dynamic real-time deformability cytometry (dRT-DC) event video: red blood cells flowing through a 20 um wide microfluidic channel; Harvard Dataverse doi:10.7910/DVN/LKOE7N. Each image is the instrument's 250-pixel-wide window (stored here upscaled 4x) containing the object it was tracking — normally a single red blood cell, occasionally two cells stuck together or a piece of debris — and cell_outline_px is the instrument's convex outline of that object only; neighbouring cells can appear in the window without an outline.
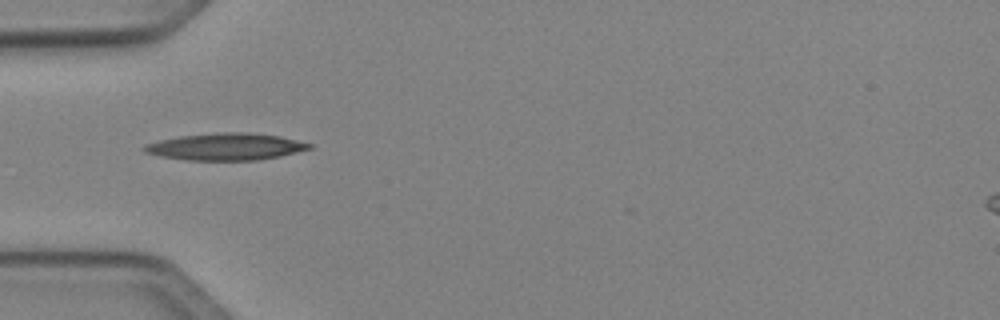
{"species": "Egyptian fruit bat (a non-hibernating species)", "species_latin": "Rousettus aegyptiacus", "temperature_condition": "cold", "stored_images_in_passage": 1, "camera_frame_rate_fps": 3000, "um_per_image_px": 0.085, "animal": {"sex": "female"}, "frame": {"image": 1, "passage_image": 1, "time_ms": 0.0, "image_size_px": [1000, 320], "cell_outline_px": [[312, 148], [280, 156], [260, 160], [184, 160], [160, 156], [144, 152], [144, 144], [160, 140], [180, 136], [224, 132], [248, 132], [280, 136], [312, 144]], "centroid_in_image_um": [19.19, 12.47], "position_along_channel_um": 65.8, "area_um2": 25.84}}